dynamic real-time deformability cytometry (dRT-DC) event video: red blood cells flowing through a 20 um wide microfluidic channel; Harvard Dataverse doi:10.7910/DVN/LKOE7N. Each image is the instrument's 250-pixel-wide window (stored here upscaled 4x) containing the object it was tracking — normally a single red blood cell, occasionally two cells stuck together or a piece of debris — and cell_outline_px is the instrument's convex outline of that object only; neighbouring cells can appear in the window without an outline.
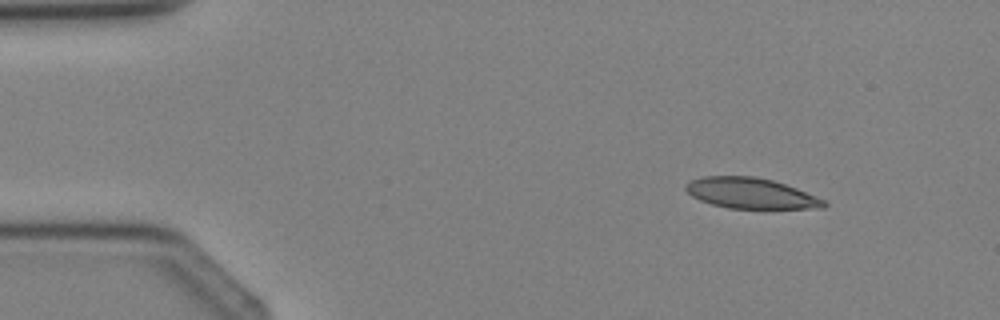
{"species": "Egyptian fruit bat (a non-hibernating species)", "species_latin": "Rousettus aegyptiacus", "temperature_condition": "cold", "stored_images_in_passage": 2, "camera_frame_rate_fps": 3000, "um_per_image_px": 0.085, "animal": {"sex": "female"}, "frame": {"image": 1, "passage_image": 1, "time_ms": 0.0, "image_size_px": [1000, 320], "cell_outline_px": [[828, 204], [824, 208], [728, 208], [712, 204], [700, 200], [692, 196], [684, 188], [684, 184], [688, 180], [704, 176], [752, 176], [772, 180], [796, 188], [816, 196], [824, 200]], "centroid_in_image_um": [63.78, 16.42], "position_along_channel_um": 21.2, "area_um2": 24.57}}